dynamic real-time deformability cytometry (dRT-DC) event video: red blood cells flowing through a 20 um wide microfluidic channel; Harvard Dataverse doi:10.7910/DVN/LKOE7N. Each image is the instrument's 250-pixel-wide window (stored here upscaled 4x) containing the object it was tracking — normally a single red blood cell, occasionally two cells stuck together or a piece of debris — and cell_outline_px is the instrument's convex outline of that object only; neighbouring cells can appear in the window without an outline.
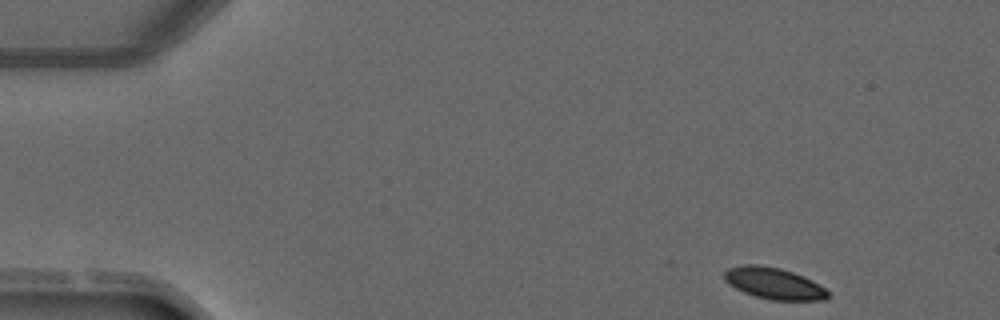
{"species": "common noctule bat (a hibernating species)", "species_latin": "Nyctalus noctula", "temperature_condition": "warm", "stored_images_in_passage": 3, "camera_frame_rate_fps": 3000, "um_per_image_px": 0.085, "animal": {"sex": "male", "forearm_length_mm": 52.5}, "frame": {"image": 1, "passage_image": 1, "time_ms": 0.0, "image_size_px": [1000, 320], "cell_outline_px": [[828, 300], [772, 300], [756, 296], [744, 292], [728, 284], [724, 280], [724, 272], [728, 268], [744, 264], [760, 264], [780, 268], [804, 276], [820, 284], [828, 292]], "centroid_in_image_um": [65.78, 24.08], "position_along_channel_um": 19.2, "area_um2": 19.07}}